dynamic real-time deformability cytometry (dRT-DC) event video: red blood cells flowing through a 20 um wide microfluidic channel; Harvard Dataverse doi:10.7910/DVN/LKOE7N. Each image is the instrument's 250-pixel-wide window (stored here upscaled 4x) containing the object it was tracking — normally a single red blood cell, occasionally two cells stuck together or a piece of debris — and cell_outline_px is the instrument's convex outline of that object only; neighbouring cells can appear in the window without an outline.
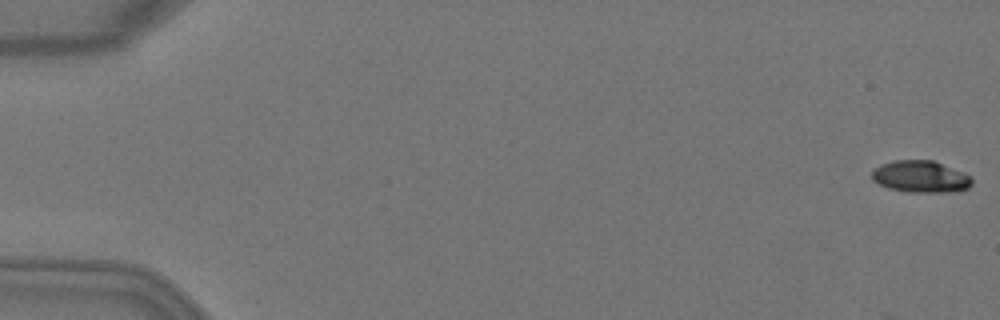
{"species": "Egyptian fruit bat (a non-hibernating species)", "species_latin": "Rousettus aegyptiacus", "temperature_condition": "warm", "stored_images_in_passage": 5, "camera_frame_rate_fps": 3000, "um_per_image_px": 0.085, "animal": {"sex": "female"}, "frame": {"image": 1, "passage_image": 1, "time_ms": 0.0, "image_size_px": [1000, 320], "cell_outline_px": [[972, 184], [968, 188], [948, 192], [908, 192], [888, 188], [872, 180], [872, 168], [880, 164], [896, 160], [932, 160], [972, 176]], "centroid_in_image_um": [78.22, 15.01], "position_along_channel_um": 6.8, "area_um2": 18.55}}